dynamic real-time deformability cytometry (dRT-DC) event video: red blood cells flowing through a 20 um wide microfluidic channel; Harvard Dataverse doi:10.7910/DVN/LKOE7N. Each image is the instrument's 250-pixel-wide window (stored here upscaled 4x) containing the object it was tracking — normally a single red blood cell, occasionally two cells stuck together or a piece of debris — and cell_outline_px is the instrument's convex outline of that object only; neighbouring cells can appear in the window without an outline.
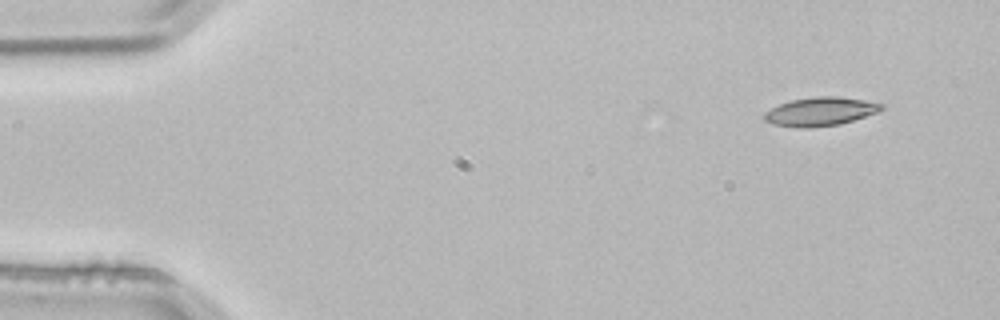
{"species": "common noctule bat (a hibernating species)", "species_latin": "Nyctalus noctula", "temperature_condition": "room temperature", "stored_images_in_passage": 2, "camera_frame_rate_fps": 3000, "um_per_image_px": 0.085, "animal": {"sex": "male", "body_mass_g": 21.5, "forearm_length_mm": 52.0}, "frame": {"image": 1, "passage_image": 1, "time_ms": 0.0, "image_size_px": [1000, 320], "cell_outline_px": [[884, 108], [880, 112], [840, 124], [808, 128], [800, 128], [772, 124], [764, 120], [764, 112], [780, 104], [792, 100], [816, 96], [836, 96], [864, 100], [884, 104]], "centroid_in_image_um": [69.75, 9.48], "position_along_channel_um": 15.2, "area_um2": 19.59}}